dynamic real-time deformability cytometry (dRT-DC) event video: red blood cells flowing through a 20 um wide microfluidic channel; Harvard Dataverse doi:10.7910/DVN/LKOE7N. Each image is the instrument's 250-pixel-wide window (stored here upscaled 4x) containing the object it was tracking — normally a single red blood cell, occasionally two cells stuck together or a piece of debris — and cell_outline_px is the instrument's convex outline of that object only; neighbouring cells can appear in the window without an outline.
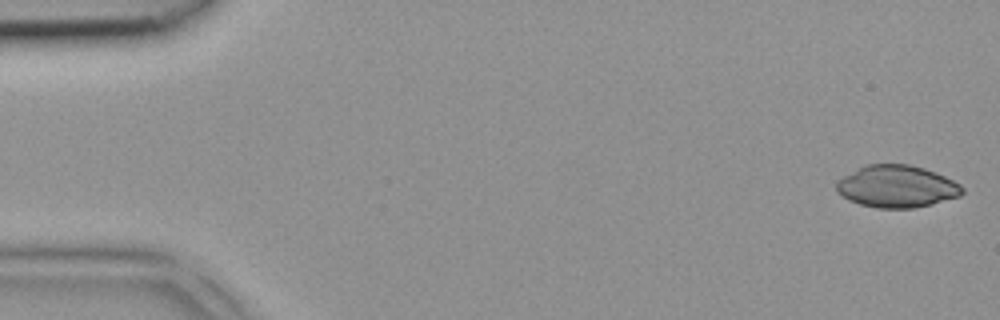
{"species": "common noctule bat (a hibernating species)", "species_latin": "Nyctalus noctula", "temperature_condition": "room temperature", "stored_images_in_passage": 5, "camera_frame_rate_fps": 3000, "um_per_image_px": 0.085, "animal": {"sex": "female", "body_mass_g": 18.4}, "frame": {"image": 1, "passage_image": 1, "time_ms": 0.0, "image_size_px": [1000, 320], "cell_outline_px": [[964, 192], [960, 196], [932, 204], [912, 208], [876, 208], [860, 204], [848, 200], [836, 192], [836, 180], [864, 164], [908, 164], [924, 168], [936, 172], [960, 184], [964, 188]], "centroid_in_image_um": [76.2, 15.84], "position_along_channel_um": 8.8, "area_um2": 31.15}}